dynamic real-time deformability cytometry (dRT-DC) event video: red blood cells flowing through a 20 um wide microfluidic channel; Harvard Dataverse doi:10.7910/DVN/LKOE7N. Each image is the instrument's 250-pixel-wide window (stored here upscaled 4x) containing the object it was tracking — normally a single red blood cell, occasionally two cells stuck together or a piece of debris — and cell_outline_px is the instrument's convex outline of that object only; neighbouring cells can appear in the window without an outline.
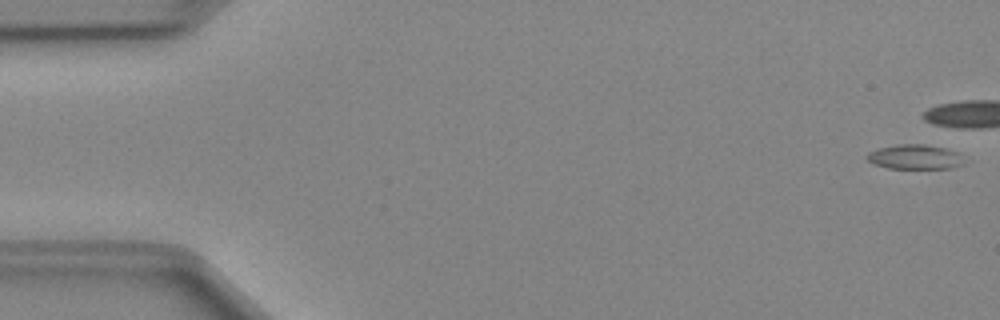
{"species": "Egyptian fruit bat (a non-hibernating species)", "species_latin": "Rousettus aegyptiacus", "temperature_condition": "cold", "stored_images_in_passage": 5, "camera_frame_rate_fps": 3000, "um_per_image_px": 0.085, "animal": {"sex": "female"}, "frame": {"image": 1, "passage_image": 1, "time_ms": 0.0, "image_size_px": [1000, 320], "cell_outline_px": [[964, 164], [952, 168], [888, 168], [872, 164], [864, 156], [868, 152], [880, 148], [900, 144], [924, 144], [944, 148], [956, 152]], "centroid_in_image_um": [77.7, 13.34], "position_along_channel_um": 7.3, "area_um2": 13.76}}